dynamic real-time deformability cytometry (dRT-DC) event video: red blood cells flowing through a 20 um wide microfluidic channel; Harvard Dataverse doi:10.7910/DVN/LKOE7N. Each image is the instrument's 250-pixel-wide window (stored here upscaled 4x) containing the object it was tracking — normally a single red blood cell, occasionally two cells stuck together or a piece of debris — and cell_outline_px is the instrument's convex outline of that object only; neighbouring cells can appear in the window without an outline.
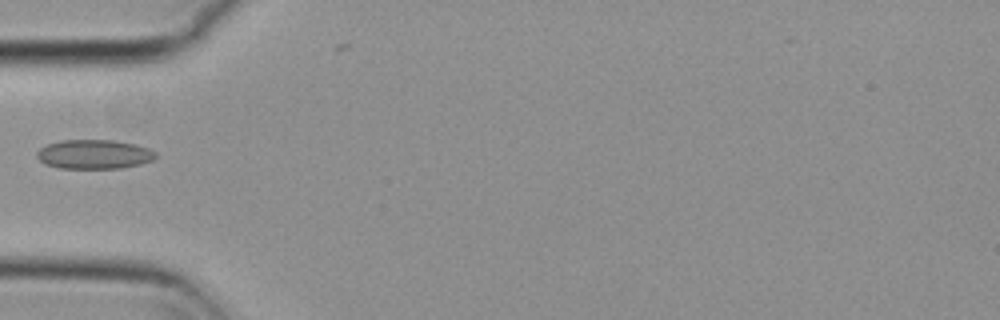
{"species": "common noctule bat (a hibernating species)", "species_latin": "Nyctalus noctula", "temperature_condition": "cold", "stored_images_in_passage": 35, "camera_frame_rate_fps": 3000, "um_per_image_px": 0.085, "animal": {"sex": "female", "body_mass_g": 29.2, "forearm_length_mm": 56.3}, "frame": {"image": 1, "passage_image": 1, "time_ms": 0.0, "image_size_px": [1000, 320], "cell_outline_px": [[156, 156], [152, 160], [140, 164], [120, 168], [60, 168], [44, 164], [36, 156], [36, 152], [40, 148], [48, 144], [60, 140], [112, 140], [136, 144], [148, 148], [156, 152]], "centroid_in_image_um": [7.98, 13.11], "position_along_channel_um": 77.0, "area_um2": 20.23}}
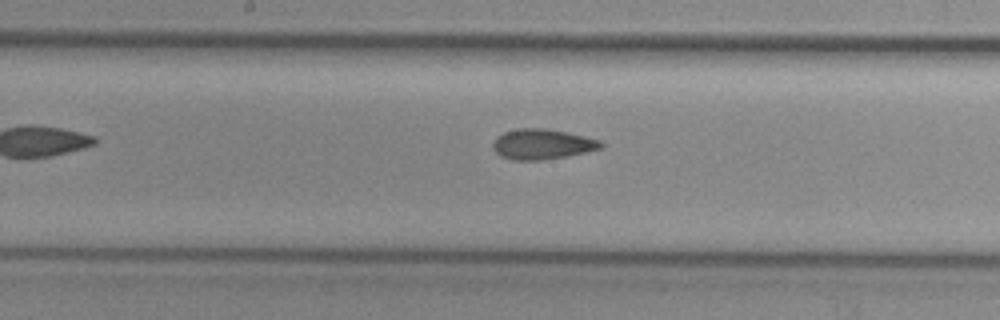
{"frame": {"image": 2, "passage_image": 11, "time_ms": 3.333, "image_size_px": [1000, 320], "cell_outline_px": [[604, 144], [600, 148], [584, 152], [564, 156], [540, 160], [512, 160], [500, 156], [492, 148], [492, 144], [496, 136], [504, 132], [516, 128], [544, 128], [568, 132], [600, 140]], "centroid_in_image_um": [46.03, 12.24], "position_along_channel_um": 202.2, "area_um2": 19.02}}
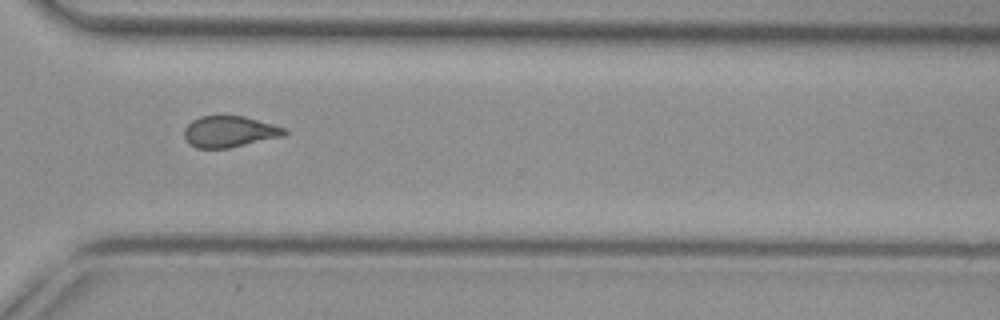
{"frame": {"image": 3, "passage_image": 23, "time_ms": 7.333, "image_size_px": [1000, 320], "cell_outline_px": [[288, 132], [284, 136], [228, 148], [196, 148], [188, 144], [184, 136], [184, 128], [192, 120], [200, 116], [244, 116], [288, 128]], "centroid_in_image_um": [19.51, 11.19], "position_along_channel_um": 351.1, "area_um2": 18.38}}